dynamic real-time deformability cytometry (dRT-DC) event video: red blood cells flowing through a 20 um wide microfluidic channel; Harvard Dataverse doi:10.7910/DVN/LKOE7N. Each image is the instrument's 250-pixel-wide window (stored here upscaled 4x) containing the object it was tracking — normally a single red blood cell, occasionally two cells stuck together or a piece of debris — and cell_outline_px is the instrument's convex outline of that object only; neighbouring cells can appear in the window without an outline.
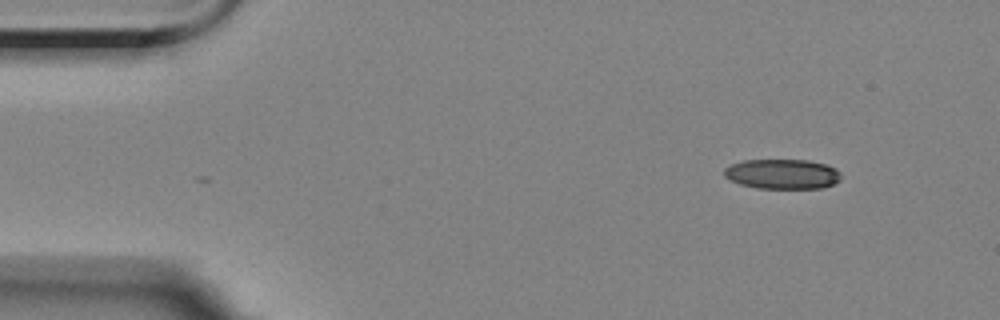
{"species": "Egyptian fruit bat (a non-hibernating species)", "species_latin": "Rousettus aegyptiacus", "temperature_condition": "room temperature", "stored_images_in_passage": 5, "segment_of_instrument_passage": [1, 2], "camera_frame_rate_fps": 3000, "um_per_image_px": 0.085, "animal": {"sex": "female"}, "frame": {"image": 1, "passage_image": 1, "time_ms": 0.0, "image_size_px": [1000, 320], "cell_outline_px": [[840, 180], [824, 188], [756, 188], [740, 184], [724, 176], [724, 168], [732, 164], [744, 160], [808, 160], [828, 164], [836, 168], [840, 172]], "centroid_in_image_um": [66.53, 14.79], "position_along_channel_um": 18.5, "area_um2": 20.4}}